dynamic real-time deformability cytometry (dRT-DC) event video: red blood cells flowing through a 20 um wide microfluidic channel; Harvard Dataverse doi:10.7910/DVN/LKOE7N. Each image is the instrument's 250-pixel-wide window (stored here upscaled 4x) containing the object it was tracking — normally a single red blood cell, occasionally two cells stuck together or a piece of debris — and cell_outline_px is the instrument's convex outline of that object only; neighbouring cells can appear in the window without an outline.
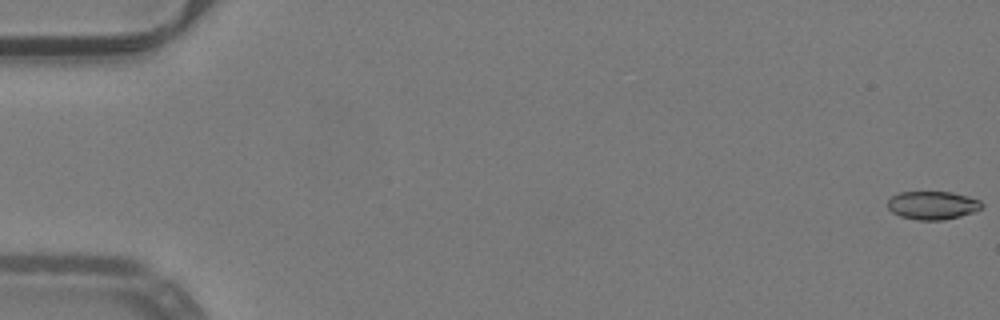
{"species": "common noctule bat (a hibernating species)", "species_latin": "Nyctalus noctula", "temperature_condition": "warm", "stored_images_in_passage": 53, "camera_frame_rate_fps": 3000, "um_per_image_px": 0.085, "animal": {"sex": "male", "body_mass_g": 19.2, "forearm_length_mm": 51.8}, "frame": {"image": 1, "passage_image": 1, "time_ms": 0.0, "image_size_px": [1000, 320], "cell_outline_px": [[984, 208], [960, 216], [944, 220], [916, 220], [900, 216], [892, 212], [888, 208], [888, 200], [892, 196], [900, 192], [952, 192], [968, 196], [980, 200], [984, 204]], "centroid_in_image_um": [79.29, 17.45], "position_along_channel_um": 5.7, "area_um2": 15.61}}
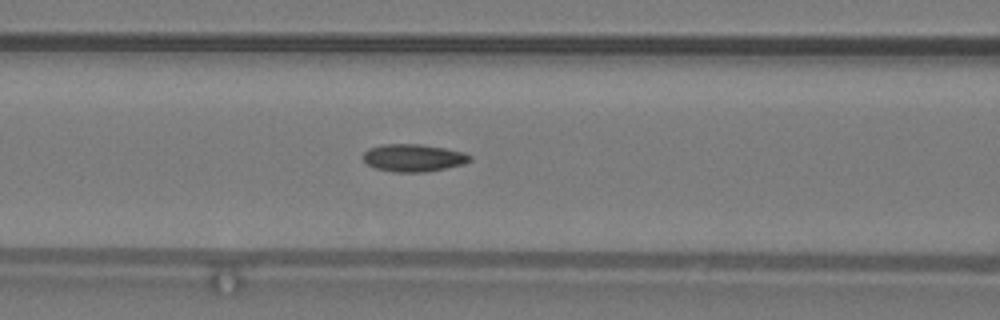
{"frame": {"image": 2, "passage_image": 23, "time_ms": 7.333, "image_size_px": [1000, 320], "cell_outline_px": [[472, 160], [464, 164], [424, 172], [392, 172], [376, 168], [368, 164], [364, 160], [364, 152], [368, 148], [384, 144], [420, 144], [444, 148], [464, 152], [472, 156]], "centroid_in_image_um": [35.15, 13.41], "position_along_channel_um": 131.4, "area_um2": 17.05}}
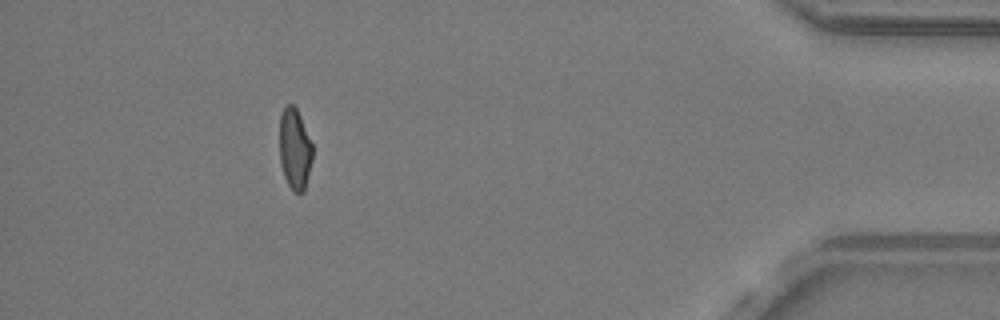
{"frame": {"image": 3, "passage_image": 48, "time_ms": 15.667, "image_size_px": [1000, 320], "cell_outline_px": [[312, 160], [304, 192], [292, 192], [284, 176], [280, 164], [280, 116], [284, 108], [288, 104], [292, 104], [296, 108], [300, 116], [312, 144]], "centroid_in_image_um": [25.05, 12.69], "position_along_channel_um": 410.2, "area_um2": 15.49}, "authors_computed_cell_mechanics": {"area_um2": 16.473, "velocity_mm_per_s": 4.0294, "shape_relaxation_time_tau1_ms": null, "shape_relaxation_time_tau2_ms": 1.9406, "deformation_change_tau1": null, "deformation_change_tau2": 0.0841}}